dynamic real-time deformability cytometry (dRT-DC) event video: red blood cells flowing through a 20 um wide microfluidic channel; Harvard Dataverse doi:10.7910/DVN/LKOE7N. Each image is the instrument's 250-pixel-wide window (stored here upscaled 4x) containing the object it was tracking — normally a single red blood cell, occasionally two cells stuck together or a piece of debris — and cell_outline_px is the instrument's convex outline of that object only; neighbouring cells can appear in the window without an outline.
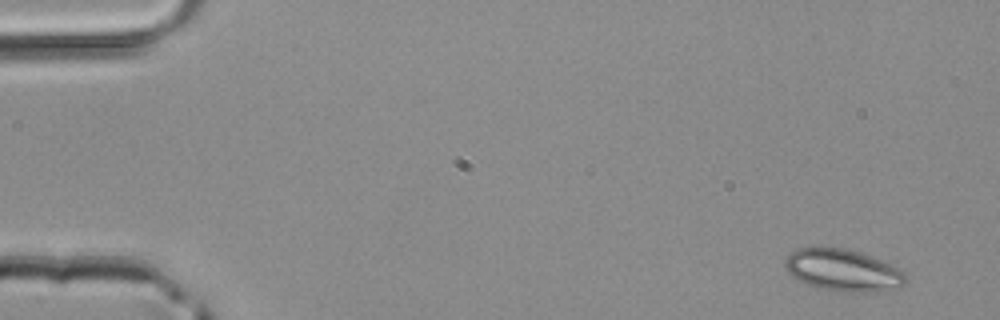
{"species": "common noctule bat (a hibernating species)", "species_latin": "Nyctalus noctula", "temperature_condition": "room temperature", "stored_images_in_passage": 4, "camera_frame_rate_fps": 3000, "um_per_image_px": 0.085, "animal": {"sex": "male", "body_mass_g": 20.4}, "frame": {"image": 1, "passage_image": 1, "time_ms": 0.0, "image_size_px": [1000, 320], "cell_outline_px": [[908, 280], [904, 284], [876, 292], [844, 292], [824, 288], [808, 284], [792, 276], [788, 272], [784, 264], [784, 260], [792, 252], [800, 248], [844, 248], [860, 252], [880, 260], [904, 272]], "centroid_in_image_um": [71.64, 22.97], "position_along_channel_um": 13.4, "area_um2": 28.84}}